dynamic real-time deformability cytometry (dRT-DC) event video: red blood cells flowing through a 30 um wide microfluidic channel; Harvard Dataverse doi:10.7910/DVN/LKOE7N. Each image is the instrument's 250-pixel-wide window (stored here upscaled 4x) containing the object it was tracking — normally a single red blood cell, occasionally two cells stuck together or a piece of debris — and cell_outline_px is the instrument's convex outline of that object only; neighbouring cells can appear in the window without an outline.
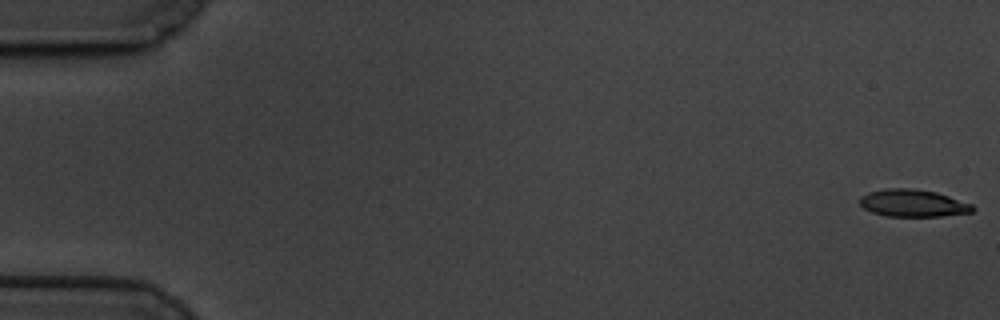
{"species": "common noctule bat (a hibernating species)", "species_latin": "Nyctalus noctula", "temperature_condition": "cold", "stored_images_in_passage": 58, "camera_frame_rate_fps": 3000, "um_per_image_px": 0.085, "animal": {"sex": "male", "body_mass_g": 19.5, "forearm_length_mm": 54.6}, "frame": {"image": 1, "passage_image": 1, "time_ms": 0.0, "image_size_px": [1000, 320], "cell_outline_px": [[976, 208], [972, 212], [940, 216], [884, 216], [872, 212], [864, 208], [860, 204], [860, 196], [868, 192], [888, 188], [912, 188], [936, 192], [972, 204]], "centroid_in_image_um": [77.59, 17.26], "position_along_channel_um": 7.4, "area_um2": 17.92}}
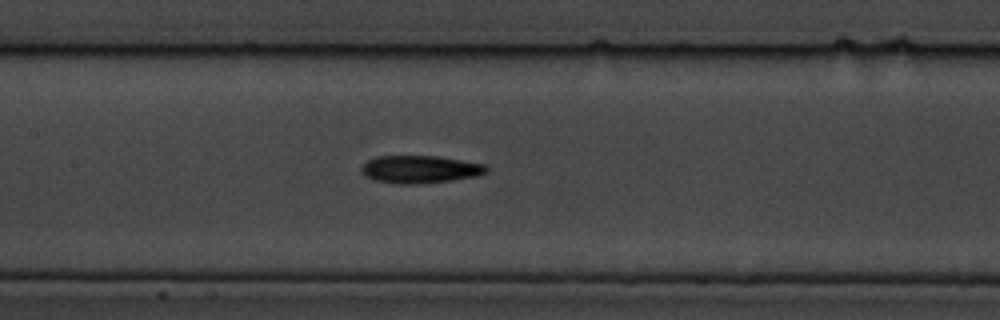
{"frame": {"image": 2, "passage_image": 29, "time_ms": 9.333, "image_size_px": [1000, 320], "cell_outline_px": [[488, 172], [480, 176], [452, 180], [420, 184], [396, 184], [372, 180], [364, 176], [360, 172], [360, 168], [368, 160], [376, 156], [436, 156], [484, 164], [488, 168]], "centroid_in_image_um": [35.67, 14.41], "position_along_channel_um": 171.7, "area_um2": 20.4}}
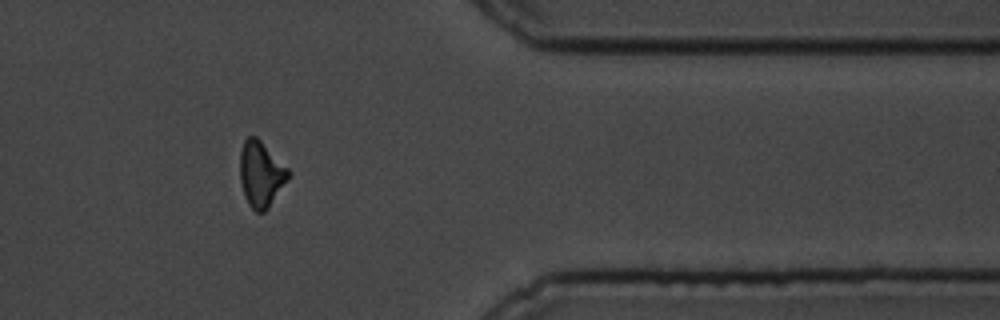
{"frame": {"image": 3, "passage_image": 50, "time_ms": 16.333, "image_size_px": [1000, 320], "cell_outline_px": [[292, 172], [288, 180], [268, 208], [264, 212], [256, 212], [248, 204], [244, 196], [240, 180], [240, 152], [244, 140], [248, 136], [256, 136]], "centroid_in_image_um": [22.18, 14.8], "position_along_channel_um": 389.2, "area_um2": 18.55}}